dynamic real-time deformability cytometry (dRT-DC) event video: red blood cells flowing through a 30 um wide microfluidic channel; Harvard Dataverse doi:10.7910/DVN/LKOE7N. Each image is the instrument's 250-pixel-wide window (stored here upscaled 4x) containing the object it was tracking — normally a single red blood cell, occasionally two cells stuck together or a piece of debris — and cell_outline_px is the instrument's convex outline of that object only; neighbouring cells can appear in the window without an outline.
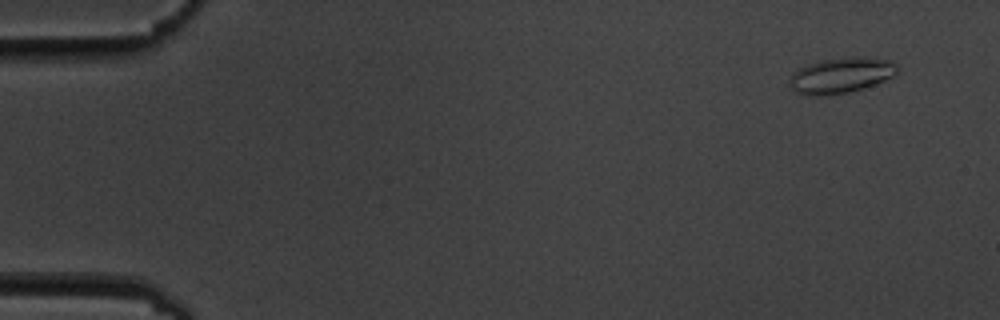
{"species": "common noctule bat (a hibernating species)", "species_latin": "Nyctalus noctula", "temperature_condition": "cold", "stored_images_in_passage": 6, "camera_frame_rate_fps": 3000, "um_per_image_px": 0.085, "animal": {"sex": "male", "body_mass_g": 19.5, "forearm_length_mm": 54.6}, "frame": {"image": 1, "passage_image": 1, "time_ms": 0.0, "image_size_px": [1000, 320], "cell_outline_px": [[896, 72], [892, 76], [884, 80], [864, 88], [848, 92], [828, 96], [800, 96], [788, 84], [788, 80], [800, 68], [808, 64], [820, 60], [848, 56], [864, 56], [892, 60], [896, 64]], "centroid_in_image_um": [71.46, 6.41], "position_along_channel_um": 13.5, "area_um2": 22.66}}
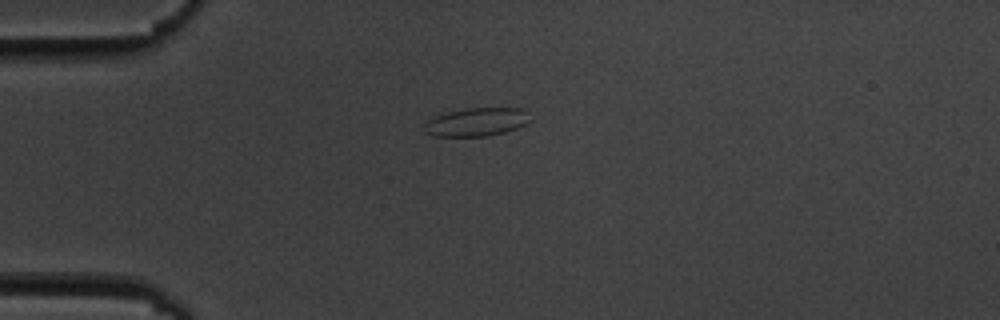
{"frame": {"image": 2, "passage_image": 4, "time_ms": 3.667, "image_size_px": [1000, 320], "cell_outline_px": [[532, 120], [528, 124], [504, 132], [488, 136], [436, 136], [424, 132], [424, 124], [428, 120], [436, 116], [448, 112], [464, 108], [524, 108], [528, 112]], "centroid_in_image_um": [40.56, 10.36], "position_along_channel_um": 44.4, "area_um2": 17.63}}
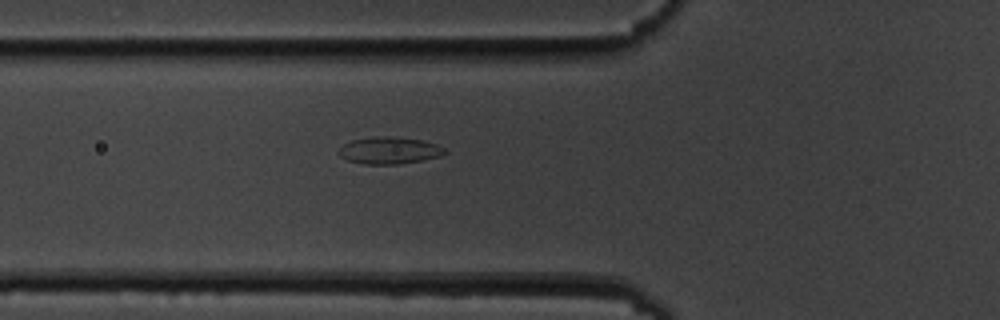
{"frame": {"image": 3, "passage_image": 6, "time_ms": 5.667, "image_size_px": [1000, 320], "cell_outline_px": [[448, 152], [440, 156], [400, 164], [364, 164], [348, 160], [340, 156], [336, 152], [344, 144], [352, 140], [372, 136], [388, 136], [420, 140], [436, 144], [444, 148]], "centroid_in_image_um": [33.06, 12.78], "position_along_channel_um": 92.7, "area_um2": 16.59}}